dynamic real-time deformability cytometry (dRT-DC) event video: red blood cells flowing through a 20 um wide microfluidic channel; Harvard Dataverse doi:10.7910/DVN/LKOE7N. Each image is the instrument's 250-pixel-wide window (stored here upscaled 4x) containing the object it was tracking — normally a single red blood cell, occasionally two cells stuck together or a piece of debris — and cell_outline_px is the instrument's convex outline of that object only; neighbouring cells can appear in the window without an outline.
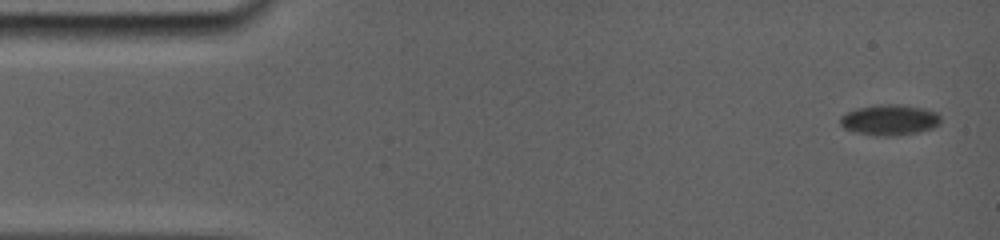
{"species": "common noctule bat (a hibernating species)", "species_latin": "Nyctalus noctula", "temperature_condition": "room temperature", "stored_images_in_passage": 25, "segment_of_instrument_passage": [1, 2], "camera_frame_rate_fps": 5000, "um_per_image_px": 0.085, "animal": {"sex": "female", "body_mass_g": 19.0, "forearm_length_mm": 56.7}, "frame": {"image": 1, "passage_image": 1, "time_ms": 0.0, "image_size_px": [1000, 240], "cell_outline_px": [[940, 120], [936, 124], [928, 128], [912, 132], [864, 132], [844, 128], [840, 124], [840, 120], [848, 112], [860, 108], [876, 104], [896, 104], [920, 108], [936, 112]], "centroid_in_image_um": [75.59, 10.1], "position_along_channel_um": 9.4, "area_um2": 16.07}}
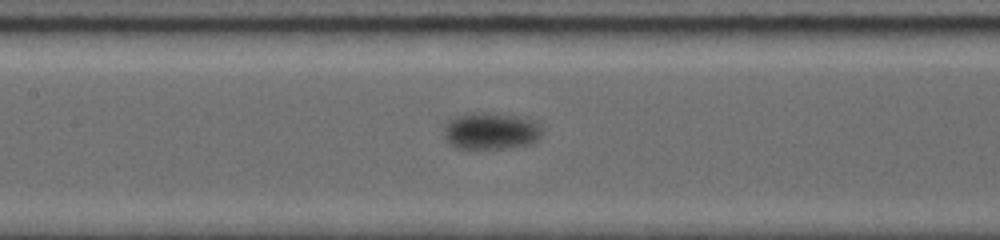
{"frame": {"image": 2, "passage_image": 11, "time_ms": 8.4, "image_size_px": [1000, 240], "cell_outline_px": [[536, 136], [532, 140], [500, 148], [460, 148], [448, 136], [448, 124], [452, 120], [460, 116], [476, 112], [484, 112], [508, 116], [528, 120], [536, 128]], "centroid_in_image_um": [41.63, 11.12], "position_along_channel_um": 165.8, "area_um2": 18.38}}
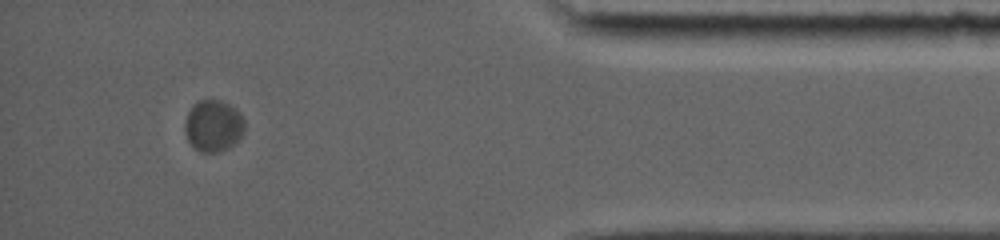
{"frame": {"image": 3, "passage_image": 22, "time_ms": 17.0, "image_size_px": [1000, 240], "cell_outline_px": [[244, 132], [228, 148], [216, 152], [200, 152], [188, 140], [184, 128], [184, 120], [192, 104], [200, 100], [220, 100], [236, 108], [240, 112], [244, 120]], "centroid_in_image_um": [18.12, 10.66], "position_along_channel_um": 417.1, "area_um2": 17.92}}